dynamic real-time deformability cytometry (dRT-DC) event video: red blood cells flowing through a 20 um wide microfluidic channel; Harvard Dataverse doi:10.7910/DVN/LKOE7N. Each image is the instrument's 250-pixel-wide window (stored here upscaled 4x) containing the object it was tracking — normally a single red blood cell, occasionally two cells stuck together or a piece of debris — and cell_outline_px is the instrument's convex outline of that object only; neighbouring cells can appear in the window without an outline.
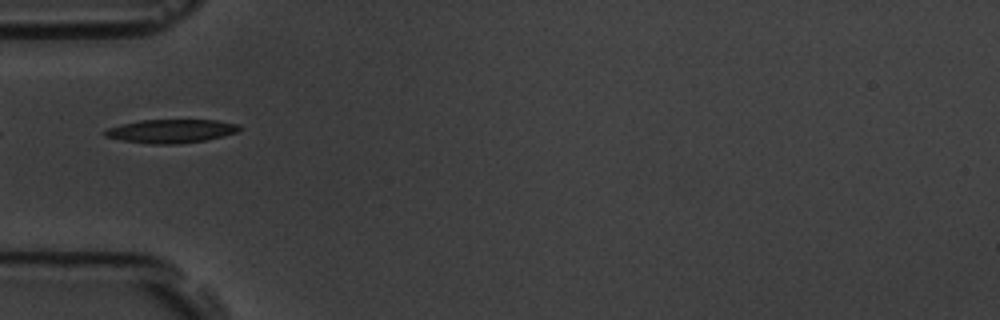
{"species": "common noctule bat (a hibernating species)", "species_latin": "Nyctalus noctula", "temperature_condition": "room temperature", "stored_images_in_passage": 11, "camera_frame_rate_fps": 3000, "um_per_image_px": 0.085, "animal": {"sex": "male", "body_mass_g": 19.5, "forearm_length_mm": 54.6}, "frame": {"image": 1, "passage_image": 1, "time_ms": 0.0, "image_size_px": [1000, 320], "cell_outline_px": [[244, 128], [236, 132], [224, 136], [204, 140], [176, 144], [152, 144], [124, 140], [104, 136], [104, 132], [108, 128], [140, 120], [216, 120], [240, 124]], "centroid_in_image_um": [14.61, 11.14], "position_along_channel_um": 70.4, "area_um2": 18.32}}
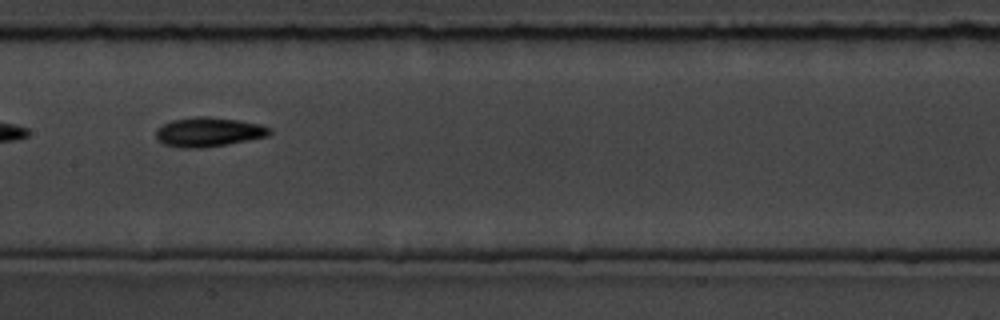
{"frame": {"image": 2, "passage_image": 4, "time_ms": 3.333, "image_size_px": [1000, 320], "cell_outline_px": [[272, 132], [268, 136], [228, 144], [204, 148], [180, 148], [164, 144], [156, 140], [156, 128], [172, 120], [196, 116], [208, 116], [240, 120], [260, 124], [272, 128]], "centroid_in_image_um": [17.73, 11.22], "position_along_channel_um": 189.7, "area_um2": 19.71}}
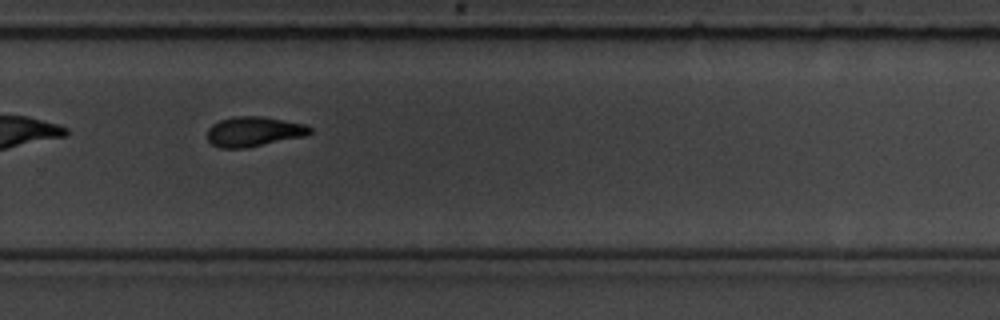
{"frame": {"image": 3, "passage_image": 7, "time_ms": 6.667, "image_size_px": [1000, 320], "cell_outline_px": [[312, 132], [304, 136], [244, 148], [220, 148], [212, 144], [208, 140], [208, 128], [212, 124], [220, 120], [236, 116], [264, 116], [304, 124], [312, 128]], "centroid_in_image_um": [21.56, 11.17], "position_along_channel_um": 308.2, "area_um2": 17.74}, "authors_computed_cell_mechanics": {"area_um2": 17.7446, "velocity_mm_per_s": 3.5762, "shape_relaxation_time_tau1_ms": 3.1135, "shape_relaxation_time_tau2_ms": 5.8814, "deformation_change_tau1": 0.1227, "deformation_change_tau2": 0.1248}}